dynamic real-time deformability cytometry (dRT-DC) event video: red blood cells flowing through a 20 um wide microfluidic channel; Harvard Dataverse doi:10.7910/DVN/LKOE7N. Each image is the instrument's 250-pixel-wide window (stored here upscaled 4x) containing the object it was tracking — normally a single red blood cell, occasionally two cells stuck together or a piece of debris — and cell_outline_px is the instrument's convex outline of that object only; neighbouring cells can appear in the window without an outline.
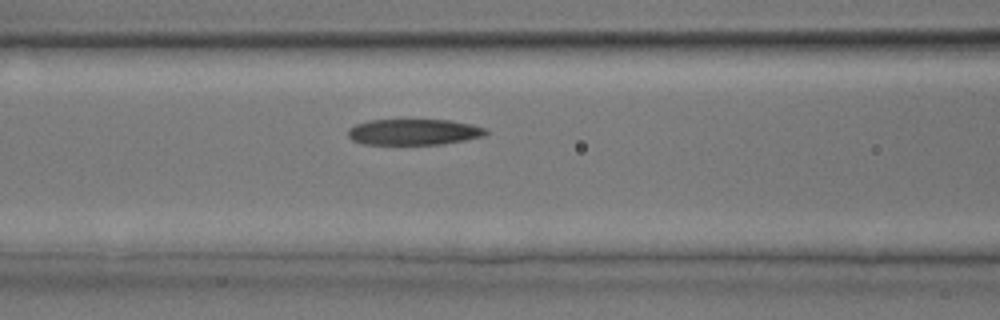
{"species": "common noctule bat (a hibernating species)", "species_latin": "Nyctalus noctula", "temperature_condition": "room temperature", "stored_images_in_passage": 21, "camera_frame_rate_fps": 3000, "um_per_image_px": 0.085, "animal": {"sex": "male", "body_mass_g": 17.9, "forearm_length_mm": 54.2}, "frame": {"image": 1, "passage_image": 7, "time_ms": 2.0, "image_size_px": [1000, 320], "cell_outline_px": [[488, 132], [484, 136], [444, 144], [364, 144], [352, 140], [348, 136], [348, 128], [356, 124], [368, 120], [448, 120], [472, 124], [488, 128]], "centroid_in_image_um": [35.19, 11.21], "position_along_channel_um": 131.4, "area_um2": 20.92}}
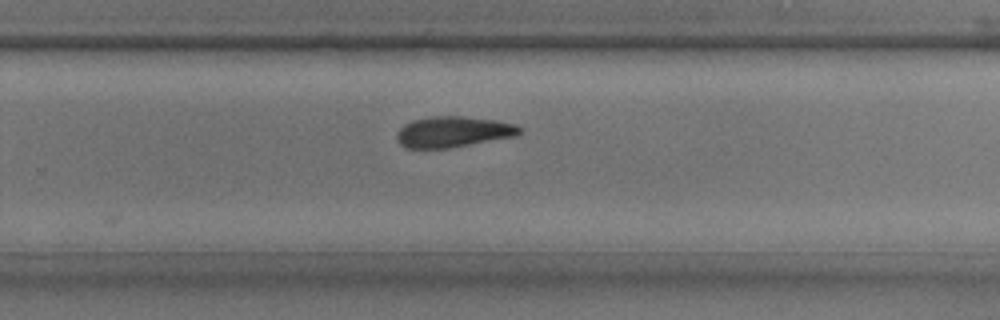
{"frame": {"image": 2, "passage_image": 15, "time_ms": 4.667, "image_size_px": [1000, 320], "cell_outline_px": [[520, 132], [516, 136], [448, 148], [404, 148], [396, 140], [396, 132], [404, 124], [412, 120], [432, 116], [460, 116], [496, 120], [516, 124], [520, 128]], "centroid_in_image_um": [38.47, 11.2], "position_along_channel_um": 291.3, "area_um2": 22.08}}